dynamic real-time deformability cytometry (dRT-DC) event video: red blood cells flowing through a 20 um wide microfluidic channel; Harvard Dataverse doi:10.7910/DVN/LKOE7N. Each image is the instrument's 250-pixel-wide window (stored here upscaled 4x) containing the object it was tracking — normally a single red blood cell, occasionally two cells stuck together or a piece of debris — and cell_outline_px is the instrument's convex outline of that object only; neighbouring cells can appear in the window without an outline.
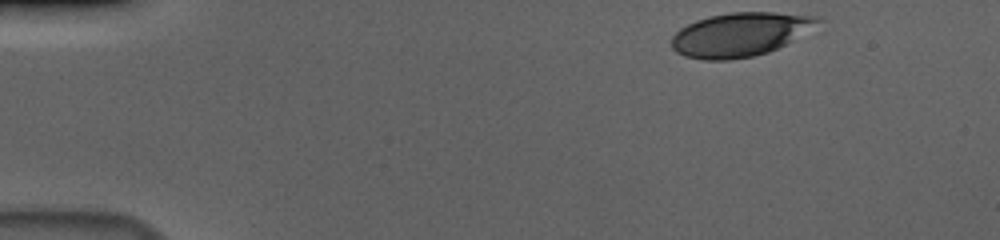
{"species": "human", "species_latin": "Homo sapiens", "temperature_condition": "cold", "stored_images_in_passage": 44, "camera_frame_rate_fps": 3000, "um_per_image_px": 0.085, "donor": {"sex": "male"}, "frame": {"image": 1, "passage_image": 1, "time_ms": 0.0, "image_size_px": [1000, 240], "cell_outline_px": [[820, 20], [784, 44], [768, 52], [752, 56], [728, 60], [704, 60], [684, 56], [676, 52], [672, 48], [672, 36], [680, 28], [696, 20], [712, 16], [732, 12], [772, 12], [820, 16]], "centroid_in_image_um": [62.81, 2.93], "position_along_channel_um": 22.2, "area_um2": 36.47}}
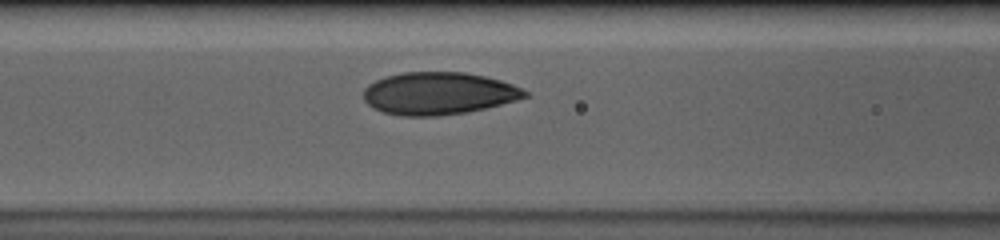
{"frame": {"image": 2, "passage_image": 18, "time_ms": 5.667, "image_size_px": [1000, 240], "cell_outline_px": [[528, 96], [516, 100], [468, 112], [440, 116], [400, 116], [384, 112], [372, 108], [364, 100], [364, 88], [368, 84], [384, 76], [404, 72], [464, 72], [484, 76], [500, 80], [512, 84], [528, 92]], "centroid_in_image_um": [37.24, 7.94], "position_along_channel_um": 129.4, "area_um2": 39.94}}
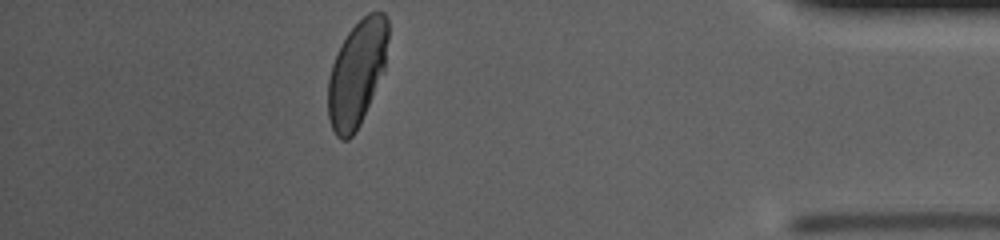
{"frame": {"image": 3, "passage_image": 44, "time_ms": 14.333, "image_size_px": [1000, 240], "cell_outline_px": [[388, 40], [384, 72], [360, 124], [356, 132], [348, 140], [340, 140], [336, 136], [332, 128], [328, 116], [328, 80], [332, 64], [348, 32], [368, 12], [384, 12], [388, 20]], "centroid_in_image_um": [30.35, 6.25], "position_along_channel_um": 404.9, "area_um2": 36.93}, "authors_computed_cell_mechanics": {"area_um2": 39.0439, "velocity_mm_per_s": 3.649, "shape_relaxation_time_tau1_ms": 3.7991, "shape_relaxation_time_tau2_ms": 0.7937, "deformation_change_tau1": 0.1526, "deformation_change_tau2": 0.0472}}